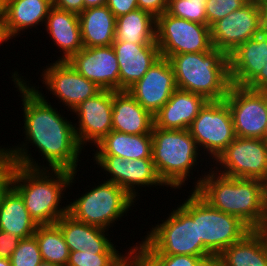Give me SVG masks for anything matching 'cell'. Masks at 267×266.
<instances>
[{
    "instance_id": "5b68a950",
    "label": "cell",
    "mask_w": 267,
    "mask_h": 266,
    "mask_svg": "<svg viewBox=\"0 0 267 266\" xmlns=\"http://www.w3.org/2000/svg\"><path fill=\"white\" fill-rule=\"evenodd\" d=\"M176 87L203 96L207 101L223 100L231 86L229 56L214 47L207 52L171 55Z\"/></svg>"
},
{
    "instance_id": "681fc988",
    "label": "cell",
    "mask_w": 267,
    "mask_h": 266,
    "mask_svg": "<svg viewBox=\"0 0 267 266\" xmlns=\"http://www.w3.org/2000/svg\"><path fill=\"white\" fill-rule=\"evenodd\" d=\"M0 266H11L10 259L0 258Z\"/></svg>"
},
{
    "instance_id": "9c48e42d",
    "label": "cell",
    "mask_w": 267,
    "mask_h": 266,
    "mask_svg": "<svg viewBox=\"0 0 267 266\" xmlns=\"http://www.w3.org/2000/svg\"><path fill=\"white\" fill-rule=\"evenodd\" d=\"M156 43L160 55L207 52L213 48L210 27L182 18L166 11L156 18Z\"/></svg>"
},
{
    "instance_id": "603a6c76",
    "label": "cell",
    "mask_w": 267,
    "mask_h": 266,
    "mask_svg": "<svg viewBox=\"0 0 267 266\" xmlns=\"http://www.w3.org/2000/svg\"><path fill=\"white\" fill-rule=\"evenodd\" d=\"M154 116L127 90L113 91L112 130L126 134H151Z\"/></svg>"
},
{
    "instance_id": "3957f363",
    "label": "cell",
    "mask_w": 267,
    "mask_h": 266,
    "mask_svg": "<svg viewBox=\"0 0 267 266\" xmlns=\"http://www.w3.org/2000/svg\"><path fill=\"white\" fill-rule=\"evenodd\" d=\"M3 164L10 171L11 186L20 194L37 225L55 224L68 213V205L62 207L61 202L64 192L76 181L77 172Z\"/></svg>"
},
{
    "instance_id": "d4e9b609",
    "label": "cell",
    "mask_w": 267,
    "mask_h": 266,
    "mask_svg": "<svg viewBox=\"0 0 267 266\" xmlns=\"http://www.w3.org/2000/svg\"><path fill=\"white\" fill-rule=\"evenodd\" d=\"M50 0H6L5 25L11 39L20 36L21 31L45 25L50 9Z\"/></svg>"
},
{
    "instance_id": "6da1fadb",
    "label": "cell",
    "mask_w": 267,
    "mask_h": 266,
    "mask_svg": "<svg viewBox=\"0 0 267 266\" xmlns=\"http://www.w3.org/2000/svg\"><path fill=\"white\" fill-rule=\"evenodd\" d=\"M19 72H12V81L20 97L23 107L24 141L12 148H2L4 162L35 169H61L77 172L82 152L74 124L47 100V96L32 85ZM26 80V81H25ZM30 84V85H29ZM46 97V98H45ZM49 101V102H48ZM26 141V142H25ZM30 143V145H29ZM34 146L41 153L46 166L32 157L29 146ZM35 159V160H34ZM37 161V163H36ZM39 163V165H38Z\"/></svg>"
},
{
    "instance_id": "7a4b0ae2",
    "label": "cell",
    "mask_w": 267,
    "mask_h": 266,
    "mask_svg": "<svg viewBox=\"0 0 267 266\" xmlns=\"http://www.w3.org/2000/svg\"><path fill=\"white\" fill-rule=\"evenodd\" d=\"M204 172L192 188L210 206L238 217L251 230L267 225L265 182L259 179L232 178L212 167Z\"/></svg>"
},
{
    "instance_id": "8fae6325",
    "label": "cell",
    "mask_w": 267,
    "mask_h": 266,
    "mask_svg": "<svg viewBox=\"0 0 267 266\" xmlns=\"http://www.w3.org/2000/svg\"><path fill=\"white\" fill-rule=\"evenodd\" d=\"M228 104L236 137L267 140V91L229 87Z\"/></svg>"
},
{
    "instance_id": "277c9868",
    "label": "cell",
    "mask_w": 267,
    "mask_h": 266,
    "mask_svg": "<svg viewBox=\"0 0 267 266\" xmlns=\"http://www.w3.org/2000/svg\"><path fill=\"white\" fill-rule=\"evenodd\" d=\"M187 199L168 214L162 223L152 225L142 241L134 244L139 255H190L204 257L211 253L198 240L197 193L191 190Z\"/></svg>"
},
{
    "instance_id": "f5cc1de1",
    "label": "cell",
    "mask_w": 267,
    "mask_h": 266,
    "mask_svg": "<svg viewBox=\"0 0 267 266\" xmlns=\"http://www.w3.org/2000/svg\"><path fill=\"white\" fill-rule=\"evenodd\" d=\"M265 191H266V205H267V181L265 182Z\"/></svg>"
},
{
    "instance_id": "ee69618b",
    "label": "cell",
    "mask_w": 267,
    "mask_h": 266,
    "mask_svg": "<svg viewBox=\"0 0 267 266\" xmlns=\"http://www.w3.org/2000/svg\"><path fill=\"white\" fill-rule=\"evenodd\" d=\"M261 4V34L267 38V0H260Z\"/></svg>"
},
{
    "instance_id": "816d5d0a",
    "label": "cell",
    "mask_w": 267,
    "mask_h": 266,
    "mask_svg": "<svg viewBox=\"0 0 267 266\" xmlns=\"http://www.w3.org/2000/svg\"><path fill=\"white\" fill-rule=\"evenodd\" d=\"M4 163L3 153L0 146V166Z\"/></svg>"
},
{
    "instance_id": "2e32d148",
    "label": "cell",
    "mask_w": 267,
    "mask_h": 266,
    "mask_svg": "<svg viewBox=\"0 0 267 266\" xmlns=\"http://www.w3.org/2000/svg\"><path fill=\"white\" fill-rule=\"evenodd\" d=\"M113 91L101 90L94 97L86 99L72 113L78 118L73 123L80 146L99 143L112 130Z\"/></svg>"
},
{
    "instance_id": "9a60e30c",
    "label": "cell",
    "mask_w": 267,
    "mask_h": 266,
    "mask_svg": "<svg viewBox=\"0 0 267 266\" xmlns=\"http://www.w3.org/2000/svg\"><path fill=\"white\" fill-rule=\"evenodd\" d=\"M43 70L40 75L42 84H45L43 86L70 112L102 90L77 72L67 61H54L43 67Z\"/></svg>"
},
{
    "instance_id": "4dcf8cb0",
    "label": "cell",
    "mask_w": 267,
    "mask_h": 266,
    "mask_svg": "<svg viewBox=\"0 0 267 266\" xmlns=\"http://www.w3.org/2000/svg\"><path fill=\"white\" fill-rule=\"evenodd\" d=\"M34 236L38 242L43 261L67 266L70 251L56 223L38 225Z\"/></svg>"
},
{
    "instance_id": "5bb4252c",
    "label": "cell",
    "mask_w": 267,
    "mask_h": 266,
    "mask_svg": "<svg viewBox=\"0 0 267 266\" xmlns=\"http://www.w3.org/2000/svg\"><path fill=\"white\" fill-rule=\"evenodd\" d=\"M93 156L94 164H97L98 168L104 169L103 172L105 171L104 174H108V178L110 176L105 181L113 182L120 186L135 201L140 196L138 190L142 187H167L158 175L152 159L125 160L114 155Z\"/></svg>"
},
{
    "instance_id": "60d3db41",
    "label": "cell",
    "mask_w": 267,
    "mask_h": 266,
    "mask_svg": "<svg viewBox=\"0 0 267 266\" xmlns=\"http://www.w3.org/2000/svg\"><path fill=\"white\" fill-rule=\"evenodd\" d=\"M255 91H267V62L260 73L246 86Z\"/></svg>"
},
{
    "instance_id": "8d00e7d4",
    "label": "cell",
    "mask_w": 267,
    "mask_h": 266,
    "mask_svg": "<svg viewBox=\"0 0 267 266\" xmlns=\"http://www.w3.org/2000/svg\"><path fill=\"white\" fill-rule=\"evenodd\" d=\"M20 241V237L0 231V258L10 259Z\"/></svg>"
},
{
    "instance_id": "f35d334b",
    "label": "cell",
    "mask_w": 267,
    "mask_h": 266,
    "mask_svg": "<svg viewBox=\"0 0 267 266\" xmlns=\"http://www.w3.org/2000/svg\"><path fill=\"white\" fill-rule=\"evenodd\" d=\"M141 10L151 13L154 17L162 15L167 10L168 0H137Z\"/></svg>"
},
{
    "instance_id": "c3c4849f",
    "label": "cell",
    "mask_w": 267,
    "mask_h": 266,
    "mask_svg": "<svg viewBox=\"0 0 267 266\" xmlns=\"http://www.w3.org/2000/svg\"><path fill=\"white\" fill-rule=\"evenodd\" d=\"M6 0H0V16H5Z\"/></svg>"
},
{
    "instance_id": "44dd1931",
    "label": "cell",
    "mask_w": 267,
    "mask_h": 266,
    "mask_svg": "<svg viewBox=\"0 0 267 266\" xmlns=\"http://www.w3.org/2000/svg\"><path fill=\"white\" fill-rule=\"evenodd\" d=\"M228 56L231 84L246 87L267 62V38L260 33L239 45Z\"/></svg>"
},
{
    "instance_id": "ab89813d",
    "label": "cell",
    "mask_w": 267,
    "mask_h": 266,
    "mask_svg": "<svg viewBox=\"0 0 267 266\" xmlns=\"http://www.w3.org/2000/svg\"><path fill=\"white\" fill-rule=\"evenodd\" d=\"M52 5L58 9L73 12L78 15L84 10L83 0H53Z\"/></svg>"
},
{
    "instance_id": "d6986e66",
    "label": "cell",
    "mask_w": 267,
    "mask_h": 266,
    "mask_svg": "<svg viewBox=\"0 0 267 266\" xmlns=\"http://www.w3.org/2000/svg\"><path fill=\"white\" fill-rule=\"evenodd\" d=\"M112 47L119 65V90H128L161 57L156 42L135 44L114 41Z\"/></svg>"
},
{
    "instance_id": "7bdbcfd3",
    "label": "cell",
    "mask_w": 267,
    "mask_h": 266,
    "mask_svg": "<svg viewBox=\"0 0 267 266\" xmlns=\"http://www.w3.org/2000/svg\"><path fill=\"white\" fill-rule=\"evenodd\" d=\"M194 266H221V260L219 255L210 254L204 257H201Z\"/></svg>"
},
{
    "instance_id": "b9f144b4",
    "label": "cell",
    "mask_w": 267,
    "mask_h": 266,
    "mask_svg": "<svg viewBox=\"0 0 267 266\" xmlns=\"http://www.w3.org/2000/svg\"><path fill=\"white\" fill-rule=\"evenodd\" d=\"M11 186L10 171L2 164L0 166V202L5 191Z\"/></svg>"
},
{
    "instance_id": "d590c367",
    "label": "cell",
    "mask_w": 267,
    "mask_h": 266,
    "mask_svg": "<svg viewBox=\"0 0 267 266\" xmlns=\"http://www.w3.org/2000/svg\"><path fill=\"white\" fill-rule=\"evenodd\" d=\"M145 266H194L201 258L190 255H139Z\"/></svg>"
},
{
    "instance_id": "cb8c5ba5",
    "label": "cell",
    "mask_w": 267,
    "mask_h": 266,
    "mask_svg": "<svg viewBox=\"0 0 267 266\" xmlns=\"http://www.w3.org/2000/svg\"><path fill=\"white\" fill-rule=\"evenodd\" d=\"M44 26L54 45L63 52L56 61H68L83 48L78 14L52 7Z\"/></svg>"
},
{
    "instance_id": "836d02e7",
    "label": "cell",
    "mask_w": 267,
    "mask_h": 266,
    "mask_svg": "<svg viewBox=\"0 0 267 266\" xmlns=\"http://www.w3.org/2000/svg\"><path fill=\"white\" fill-rule=\"evenodd\" d=\"M42 261L39 245L34 235L21 239L10 257L11 266H38Z\"/></svg>"
},
{
    "instance_id": "4fadbf2b",
    "label": "cell",
    "mask_w": 267,
    "mask_h": 266,
    "mask_svg": "<svg viewBox=\"0 0 267 266\" xmlns=\"http://www.w3.org/2000/svg\"><path fill=\"white\" fill-rule=\"evenodd\" d=\"M215 49L229 55L239 45L261 33L260 0H249L210 27Z\"/></svg>"
},
{
    "instance_id": "f1b7e54d",
    "label": "cell",
    "mask_w": 267,
    "mask_h": 266,
    "mask_svg": "<svg viewBox=\"0 0 267 266\" xmlns=\"http://www.w3.org/2000/svg\"><path fill=\"white\" fill-rule=\"evenodd\" d=\"M38 225L31 218L20 194L10 186L0 202V231L21 239L35 234Z\"/></svg>"
},
{
    "instance_id": "f546056e",
    "label": "cell",
    "mask_w": 267,
    "mask_h": 266,
    "mask_svg": "<svg viewBox=\"0 0 267 266\" xmlns=\"http://www.w3.org/2000/svg\"><path fill=\"white\" fill-rule=\"evenodd\" d=\"M135 44L156 42V17L139 8L118 16L115 25V40Z\"/></svg>"
},
{
    "instance_id": "f6af8a7d",
    "label": "cell",
    "mask_w": 267,
    "mask_h": 266,
    "mask_svg": "<svg viewBox=\"0 0 267 266\" xmlns=\"http://www.w3.org/2000/svg\"><path fill=\"white\" fill-rule=\"evenodd\" d=\"M12 40L6 30V25H5V17L4 16H0V44H3L7 41ZM1 47V46H0Z\"/></svg>"
},
{
    "instance_id": "11a10c76",
    "label": "cell",
    "mask_w": 267,
    "mask_h": 266,
    "mask_svg": "<svg viewBox=\"0 0 267 266\" xmlns=\"http://www.w3.org/2000/svg\"><path fill=\"white\" fill-rule=\"evenodd\" d=\"M137 266H145L144 263L141 261Z\"/></svg>"
},
{
    "instance_id": "e575fe53",
    "label": "cell",
    "mask_w": 267,
    "mask_h": 266,
    "mask_svg": "<svg viewBox=\"0 0 267 266\" xmlns=\"http://www.w3.org/2000/svg\"><path fill=\"white\" fill-rule=\"evenodd\" d=\"M249 0H205L207 25L211 27L231 12L239 10Z\"/></svg>"
},
{
    "instance_id": "8992f818",
    "label": "cell",
    "mask_w": 267,
    "mask_h": 266,
    "mask_svg": "<svg viewBox=\"0 0 267 266\" xmlns=\"http://www.w3.org/2000/svg\"><path fill=\"white\" fill-rule=\"evenodd\" d=\"M152 160L167 187L181 190L202 155L189 129H152ZM192 170V171H191ZM191 171V172H190Z\"/></svg>"
},
{
    "instance_id": "484cf974",
    "label": "cell",
    "mask_w": 267,
    "mask_h": 266,
    "mask_svg": "<svg viewBox=\"0 0 267 266\" xmlns=\"http://www.w3.org/2000/svg\"><path fill=\"white\" fill-rule=\"evenodd\" d=\"M79 24L83 47L113 44L116 17L106 5L83 10L79 14Z\"/></svg>"
},
{
    "instance_id": "bcb514c9",
    "label": "cell",
    "mask_w": 267,
    "mask_h": 266,
    "mask_svg": "<svg viewBox=\"0 0 267 266\" xmlns=\"http://www.w3.org/2000/svg\"><path fill=\"white\" fill-rule=\"evenodd\" d=\"M141 262L139 254L134 250L120 266H137Z\"/></svg>"
},
{
    "instance_id": "ac0fdd59",
    "label": "cell",
    "mask_w": 267,
    "mask_h": 266,
    "mask_svg": "<svg viewBox=\"0 0 267 266\" xmlns=\"http://www.w3.org/2000/svg\"><path fill=\"white\" fill-rule=\"evenodd\" d=\"M67 62L102 90L119 91V65L112 45L83 47Z\"/></svg>"
},
{
    "instance_id": "ba28073f",
    "label": "cell",
    "mask_w": 267,
    "mask_h": 266,
    "mask_svg": "<svg viewBox=\"0 0 267 266\" xmlns=\"http://www.w3.org/2000/svg\"><path fill=\"white\" fill-rule=\"evenodd\" d=\"M189 131L201 153L211 158L208 162H214L236 138L232 114L224 99L207 101Z\"/></svg>"
},
{
    "instance_id": "4316f807",
    "label": "cell",
    "mask_w": 267,
    "mask_h": 266,
    "mask_svg": "<svg viewBox=\"0 0 267 266\" xmlns=\"http://www.w3.org/2000/svg\"><path fill=\"white\" fill-rule=\"evenodd\" d=\"M95 147L94 155H114L125 160L152 159V134L132 135L111 130Z\"/></svg>"
},
{
    "instance_id": "db71d44e",
    "label": "cell",
    "mask_w": 267,
    "mask_h": 266,
    "mask_svg": "<svg viewBox=\"0 0 267 266\" xmlns=\"http://www.w3.org/2000/svg\"><path fill=\"white\" fill-rule=\"evenodd\" d=\"M263 231H264V233H265V235L267 237V225L263 228Z\"/></svg>"
},
{
    "instance_id": "74e56055",
    "label": "cell",
    "mask_w": 267,
    "mask_h": 266,
    "mask_svg": "<svg viewBox=\"0 0 267 266\" xmlns=\"http://www.w3.org/2000/svg\"><path fill=\"white\" fill-rule=\"evenodd\" d=\"M106 6L116 18L139 8L137 0H107Z\"/></svg>"
},
{
    "instance_id": "7dc6e473",
    "label": "cell",
    "mask_w": 267,
    "mask_h": 266,
    "mask_svg": "<svg viewBox=\"0 0 267 266\" xmlns=\"http://www.w3.org/2000/svg\"><path fill=\"white\" fill-rule=\"evenodd\" d=\"M83 1H84V10H85L88 8L106 5L107 0H83Z\"/></svg>"
},
{
    "instance_id": "7c38bea8",
    "label": "cell",
    "mask_w": 267,
    "mask_h": 266,
    "mask_svg": "<svg viewBox=\"0 0 267 266\" xmlns=\"http://www.w3.org/2000/svg\"><path fill=\"white\" fill-rule=\"evenodd\" d=\"M197 231L203 246L211 254L220 255L251 229L238 217L213 208L197 194Z\"/></svg>"
},
{
    "instance_id": "30bf717a",
    "label": "cell",
    "mask_w": 267,
    "mask_h": 266,
    "mask_svg": "<svg viewBox=\"0 0 267 266\" xmlns=\"http://www.w3.org/2000/svg\"><path fill=\"white\" fill-rule=\"evenodd\" d=\"M213 163L212 169L224 176L266 182L267 140L236 137Z\"/></svg>"
},
{
    "instance_id": "52a82bcc",
    "label": "cell",
    "mask_w": 267,
    "mask_h": 266,
    "mask_svg": "<svg viewBox=\"0 0 267 266\" xmlns=\"http://www.w3.org/2000/svg\"><path fill=\"white\" fill-rule=\"evenodd\" d=\"M135 202L123 188L104 180L70 202L68 214L77 221L109 230L133 210L130 208Z\"/></svg>"
},
{
    "instance_id": "1f68e13d",
    "label": "cell",
    "mask_w": 267,
    "mask_h": 266,
    "mask_svg": "<svg viewBox=\"0 0 267 266\" xmlns=\"http://www.w3.org/2000/svg\"><path fill=\"white\" fill-rule=\"evenodd\" d=\"M128 250L125 254L70 251L67 266H120L135 248L130 246Z\"/></svg>"
},
{
    "instance_id": "83f0119b",
    "label": "cell",
    "mask_w": 267,
    "mask_h": 266,
    "mask_svg": "<svg viewBox=\"0 0 267 266\" xmlns=\"http://www.w3.org/2000/svg\"><path fill=\"white\" fill-rule=\"evenodd\" d=\"M219 257L221 266H267V237L263 230H251Z\"/></svg>"
},
{
    "instance_id": "d6a6232c",
    "label": "cell",
    "mask_w": 267,
    "mask_h": 266,
    "mask_svg": "<svg viewBox=\"0 0 267 266\" xmlns=\"http://www.w3.org/2000/svg\"><path fill=\"white\" fill-rule=\"evenodd\" d=\"M166 12L191 22L207 24L204 0H168Z\"/></svg>"
},
{
    "instance_id": "ffe728a7",
    "label": "cell",
    "mask_w": 267,
    "mask_h": 266,
    "mask_svg": "<svg viewBox=\"0 0 267 266\" xmlns=\"http://www.w3.org/2000/svg\"><path fill=\"white\" fill-rule=\"evenodd\" d=\"M59 226L69 251L89 253H119L106 229L75 220L68 213L58 219ZM109 236V237H108Z\"/></svg>"
},
{
    "instance_id": "e0dca14e",
    "label": "cell",
    "mask_w": 267,
    "mask_h": 266,
    "mask_svg": "<svg viewBox=\"0 0 267 266\" xmlns=\"http://www.w3.org/2000/svg\"><path fill=\"white\" fill-rule=\"evenodd\" d=\"M176 89L173 68L168 58L161 56L127 91L154 116Z\"/></svg>"
},
{
    "instance_id": "f907efd6",
    "label": "cell",
    "mask_w": 267,
    "mask_h": 266,
    "mask_svg": "<svg viewBox=\"0 0 267 266\" xmlns=\"http://www.w3.org/2000/svg\"><path fill=\"white\" fill-rule=\"evenodd\" d=\"M38 266H60V265H57V264H54V263H49V262H46V261H42Z\"/></svg>"
},
{
    "instance_id": "7402d4cb",
    "label": "cell",
    "mask_w": 267,
    "mask_h": 266,
    "mask_svg": "<svg viewBox=\"0 0 267 266\" xmlns=\"http://www.w3.org/2000/svg\"><path fill=\"white\" fill-rule=\"evenodd\" d=\"M206 102L201 95L177 88L154 115V126L161 129H189Z\"/></svg>"
}]
</instances>
